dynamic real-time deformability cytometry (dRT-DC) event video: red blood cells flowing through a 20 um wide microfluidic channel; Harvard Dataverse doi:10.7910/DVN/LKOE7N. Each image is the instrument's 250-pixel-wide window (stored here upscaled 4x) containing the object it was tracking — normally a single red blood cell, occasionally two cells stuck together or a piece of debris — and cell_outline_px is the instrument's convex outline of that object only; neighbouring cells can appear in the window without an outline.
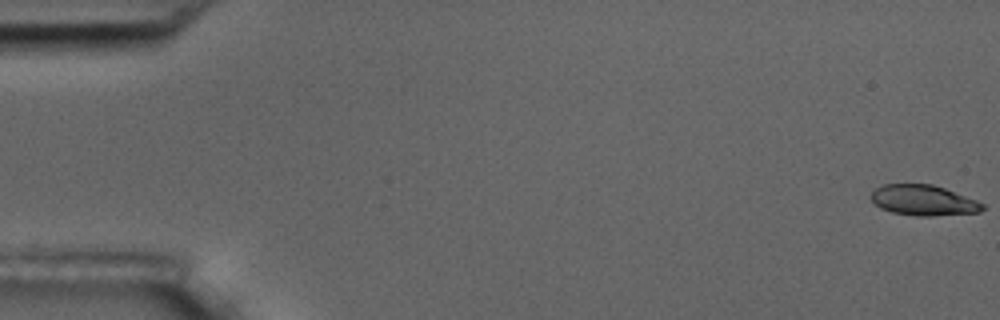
{"species": "common noctule bat (a hibernating species)", "species_latin": "Nyctalus noctula", "temperature_condition": "room temperature", "stored_images_in_passage": 5, "camera_frame_rate_fps": 3000, "um_per_image_px": 0.085, "animal": {"sex": "male", "body_mass_g": 17.5, "forearm_length_mm": 52.3}, "frame": {"image": 1, "passage_image": 1, "time_ms": 0.0, "image_size_px": [1000, 320], "cell_outline_px": [[984, 208], [980, 212], [932, 216], [916, 216], [892, 212], [880, 208], [872, 200], [872, 192], [876, 188], [884, 184], [932, 184], [944, 188], [976, 200], [984, 204]], "centroid_in_image_um": [78.5, 17.03], "position_along_channel_um": 6.5, "area_um2": 19.65}}
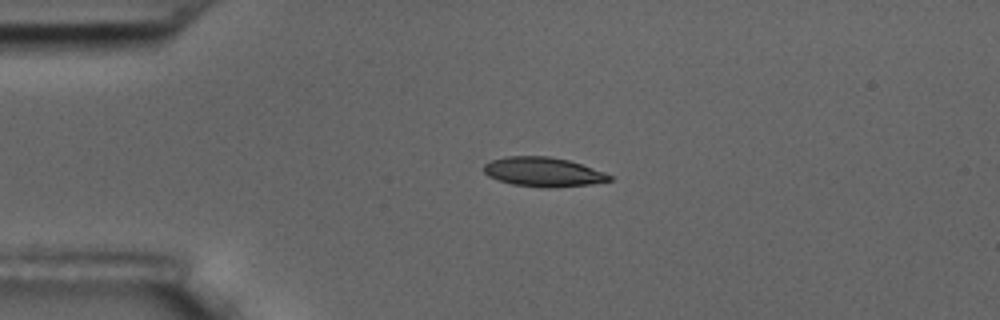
{"frame": {"image": 2, "passage_image": 4, "time_ms": 4.333, "image_size_px": [1000, 320], "cell_outline_px": [[612, 180], [592, 184], [548, 188], [540, 188], [512, 184], [488, 176], [484, 172], [484, 164], [492, 160], [508, 156], [548, 156], [568, 160], [604, 172], [612, 176]], "centroid_in_image_um": [46.17, 14.62], "position_along_channel_um": 38.8, "area_um2": 21.39}}